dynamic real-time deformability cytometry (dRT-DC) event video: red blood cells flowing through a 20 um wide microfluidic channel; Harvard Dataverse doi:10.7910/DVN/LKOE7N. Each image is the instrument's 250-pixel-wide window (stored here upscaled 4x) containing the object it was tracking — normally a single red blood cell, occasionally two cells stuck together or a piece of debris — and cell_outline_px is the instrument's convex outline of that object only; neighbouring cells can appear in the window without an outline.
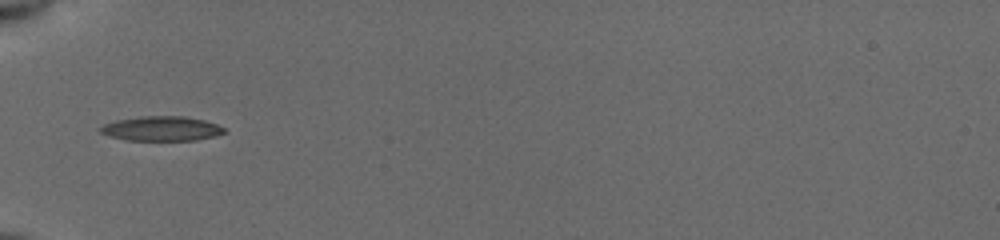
{"species": "common noctule bat (a hibernating species)", "species_latin": "Nyctalus noctula", "temperature_condition": "cold", "stored_images_in_passage": 49, "camera_frame_rate_fps": 3000, "um_per_image_px": 0.085, "animal": {"sex": "female", "body_mass_g": 19.5, "forearm_length_mm": 54.1}, "frame": {"image": 1, "passage_image": 1, "time_ms": 0.0, "image_size_px": [1000, 240], "cell_outline_px": [[228, 132], [216, 136], [196, 140], [124, 140], [108, 136], [100, 132], [96, 128], [104, 124], [116, 120], [140, 116], [184, 116], [204, 120], [216, 124], [224, 128]], "centroid_in_image_um": [13.7, 10.93], "position_along_channel_um": 71.3, "area_um2": 17.98}}
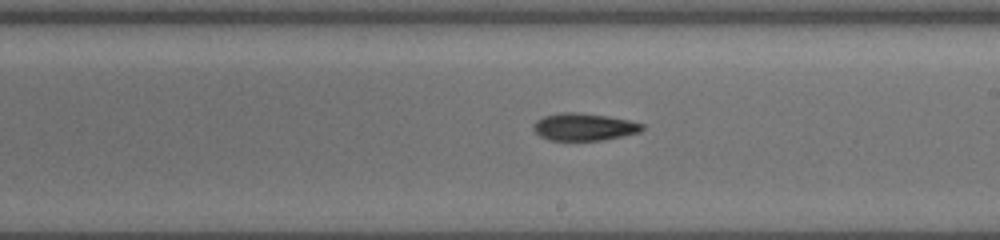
{"frame": {"image": 2, "passage_image": 21, "time_ms": 4.333, "image_size_px": [1000, 240], "cell_outline_px": [[644, 128], [640, 132], [600, 140], [548, 140], [540, 136], [532, 128], [532, 124], [536, 120], [544, 116], [560, 112], [580, 112], [608, 116], [628, 120], [644, 124]], "centroid_in_image_um": [49.6, 10.77], "position_along_channel_um": 239.4, "area_um2": 17.34}}
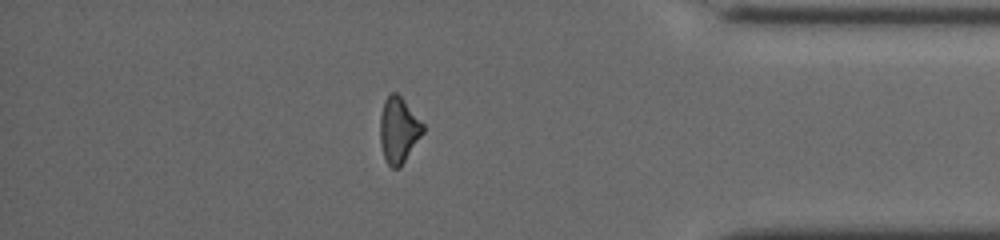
{"frame": {"image": 3, "passage_image": 44, "time_ms": 9.0, "image_size_px": [1000, 240], "cell_outline_px": [[424, 132], [400, 168], [392, 168], [388, 164], [384, 156], [380, 144], [380, 116], [384, 100], [392, 92], [396, 92], [400, 96], [424, 124]], "centroid_in_image_um": [33.88, 11.06], "position_along_channel_um": 401.3, "area_um2": 16.36}, "authors_computed_cell_mechanics": {"area_um2": 16.9354, "velocity_mm_per_s": 3.9484, "shape_relaxation_time_tau1_ms": null, "shape_relaxation_time_tau2_ms": 10.117, "deformation_change_tau1": null, "deformation_change_tau2": 0.2206}}